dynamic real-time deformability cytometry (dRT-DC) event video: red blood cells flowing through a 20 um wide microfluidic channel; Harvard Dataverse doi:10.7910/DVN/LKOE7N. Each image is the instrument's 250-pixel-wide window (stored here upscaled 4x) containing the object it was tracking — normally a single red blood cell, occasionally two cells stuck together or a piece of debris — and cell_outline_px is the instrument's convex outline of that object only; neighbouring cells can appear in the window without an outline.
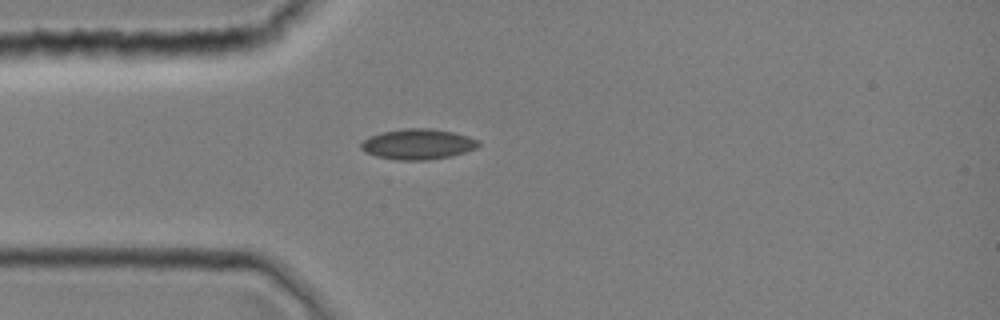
{"species": "common noctule bat (a hibernating species)", "species_latin": "Nyctalus noctula", "temperature_condition": "room temperature", "stored_images_in_passage": 1, "camera_frame_rate_fps": 3000, "um_per_image_px": 0.085, "animal": {"sex": "female", "body_mass_g": 19.0, "forearm_length_mm": 51.5}, "frame": {"image": 1, "passage_image": 1, "time_ms": 0.0, "image_size_px": [1000, 320], "cell_outline_px": [[480, 144], [476, 148], [464, 152], [448, 156], [428, 160], [396, 160], [376, 156], [364, 152], [360, 148], [360, 144], [368, 136], [380, 132], [404, 128], [428, 128], [452, 132], [468, 136], [480, 140]], "centroid_in_image_um": [35.48, 12.25], "position_along_channel_um": 49.5, "area_um2": 20.92}}